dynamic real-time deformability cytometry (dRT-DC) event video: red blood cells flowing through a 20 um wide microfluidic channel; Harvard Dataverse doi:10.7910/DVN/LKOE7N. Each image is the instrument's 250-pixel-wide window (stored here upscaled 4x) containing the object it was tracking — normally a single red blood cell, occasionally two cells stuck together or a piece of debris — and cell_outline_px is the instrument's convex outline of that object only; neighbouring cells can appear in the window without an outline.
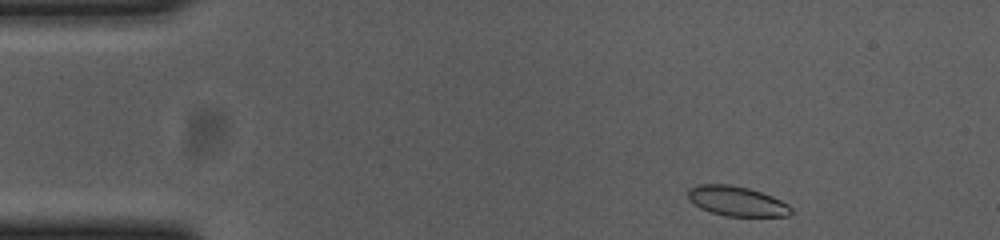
{"species": "common noctule bat (a hibernating species)", "species_latin": "Nyctalus noctula", "temperature_condition": "cold", "stored_images_in_passage": 49, "camera_frame_rate_fps": 3000, "um_per_image_px": 0.085, "animal": {"sex": "female", "body_mass_g": 23.0, "forearm_length_mm": 53.4}, "frame": {"image": 1, "passage_image": 1, "time_ms": 0.0, "image_size_px": [1000, 240], "cell_outline_px": [[792, 212], [788, 216], [724, 216], [700, 208], [688, 200], [688, 188], [700, 184], [728, 184], [748, 188], [772, 196], [788, 204], [792, 208]], "centroid_in_image_um": [62.61, 17.1], "position_along_channel_um": 22.4, "area_um2": 17.92}}
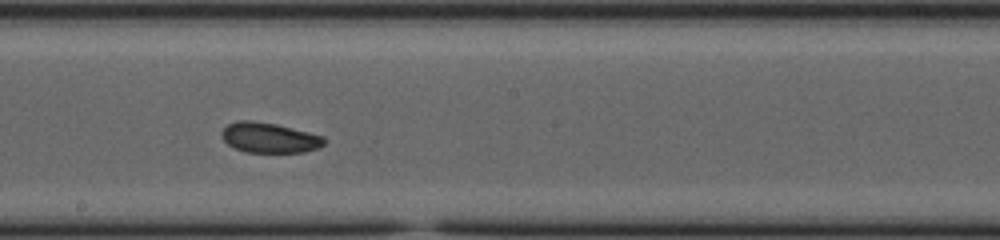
{"frame": {"image": 2, "passage_image": 24, "time_ms": 7.667, "image_size_px": [1000, 240], "cell_outline_px": [[324, 144], [320, 148], [304, 152], [248, 152], [236, 148], [228, 144], [224, 140], [224, 128], [228, 124], [236, 120], [252, 120], [276, 124], [324, 136]], "centroid_in_image_um": [22.93, 11.7], "position_along_channel_um": 225.3, "area_um2": 17.8}}
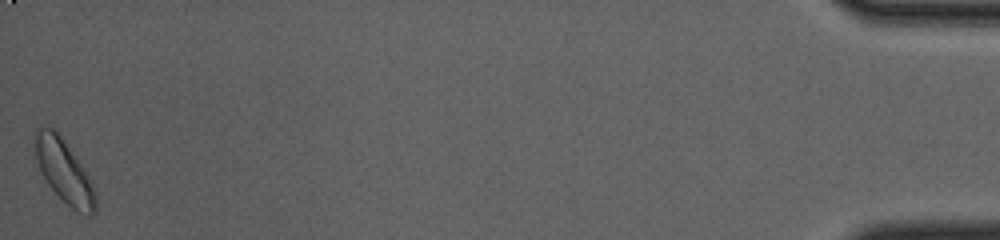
{"frame": {"image": 3, "passage_image": 49, "time_ms": 16.0, "image_size_px": [1000, 240], "cell_outline_px": [[96, 212], [92, 216], [88, 216], [76, 212], [48, 184], [40, 172], [36, 156], [36, 132], [40, 128], [52, 128], [60, 136], [80, 164], [88, 176], [96, 192]], "centroid_in_image_um": [5.49, 14.65], "position_along_channel_um": 429.7, "area_um2": 21.44}, "authors_computed_cell_mechanics": {"area_um2": 18.3804, "velocity_mm_per_s": 3.651, "shape_relaxation_time_tau1_ms": null, "shape_relaxation_time_tau2_ms": 6.3315, "deformation_change_tau1": null, "deformation_change_tau2": 0.1018}}